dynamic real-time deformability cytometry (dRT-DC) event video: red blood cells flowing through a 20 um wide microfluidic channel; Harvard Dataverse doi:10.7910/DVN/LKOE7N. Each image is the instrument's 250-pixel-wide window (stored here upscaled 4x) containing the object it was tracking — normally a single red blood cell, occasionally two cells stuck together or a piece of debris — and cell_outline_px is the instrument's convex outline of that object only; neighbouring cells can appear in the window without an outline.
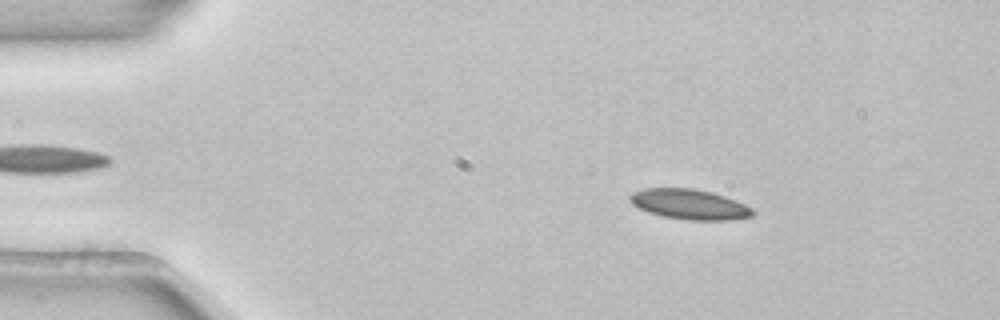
{"species": "common noctule bat (a hibernating species)", "species_latin": "Nyctalus noctula", "temperature_condition": "room temperature", "stored_images_in_passage": 16, "camera_frame_rate_fps": 3000, "um_per_image_px": 0.085, "animal": {"sex": "female", "body_mass_g": 22.7, "forearm_length_mm": 54.2}, "frame": {"image": 1, "passage_image": 2, "time_ms": 0.333, "image_size_px": [1000, 320], "cell_outline_px": [[756, 212], [752, 216], [728, 220], [688, 220], [664, 216], [648, 212], [632, 204], [628, 196], [632, 192], [644, 188], [692, 188], [712, 192], [736, 200], [752, 208]], "centroid_in_image_um": [58.61, 17.36], "position_along_channel_um": 26.4, "area_um2": 21.56}}